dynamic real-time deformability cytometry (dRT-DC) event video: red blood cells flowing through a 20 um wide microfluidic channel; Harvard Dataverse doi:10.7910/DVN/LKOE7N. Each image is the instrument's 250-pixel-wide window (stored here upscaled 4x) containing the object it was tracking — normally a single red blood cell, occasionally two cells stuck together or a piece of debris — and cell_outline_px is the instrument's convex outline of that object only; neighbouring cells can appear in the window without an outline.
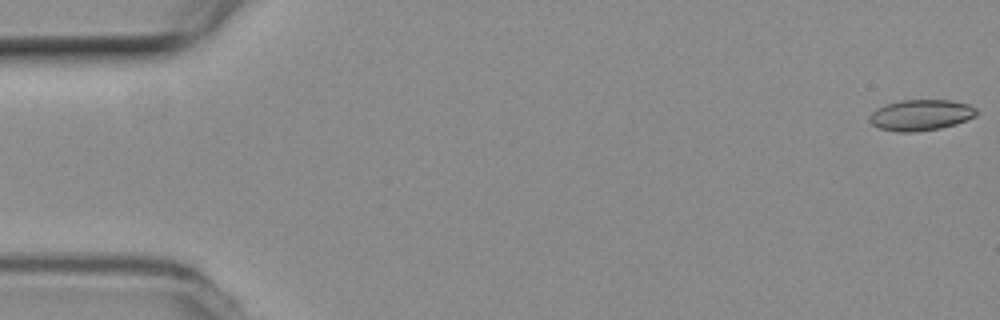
{"species": "common noctule bat (a hibernating species)", "species_latin": "Nyctalus noctula", "temperature_condition": "room temperature", "stored_images_in_passage": 10, "camera_frame_rate_fps": 3000, "um_per_image_px": 0.085, "animal": {"sex": "female", "body_mass_g": 19.3, "forearm_length_mm": 54.1}, "frame": {"image": 1, "passage_image": 1, "time_ms": 0.0, "image_size_px": [1000, 320], "cell_outline_px": [[980, 112], [976, 116], [956, 124], [940, 128], [916, 132], [896, 132], [880, 128], [872, 124], [868, 120], [868, 116], [876, 108], [900, 100], [952, 100], [968, 104], [976, 108]], "centroid_in_image_um": [78.28, 9.78], "position_along_channel_um": 6.7, "area_um2": 19.48}}